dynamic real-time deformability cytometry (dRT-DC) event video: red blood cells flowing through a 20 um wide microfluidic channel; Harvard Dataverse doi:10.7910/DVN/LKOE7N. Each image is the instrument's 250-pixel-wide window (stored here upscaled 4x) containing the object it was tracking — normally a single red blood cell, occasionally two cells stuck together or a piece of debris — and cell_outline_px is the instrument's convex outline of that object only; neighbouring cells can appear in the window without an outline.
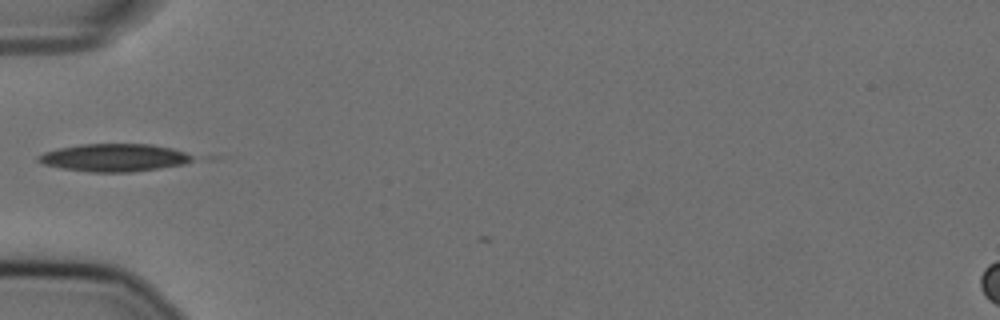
{"species": "Egyptian fruit bat (a non-hibernating species)", "species_latin": "Rousettus aegyptiacus", "temperature_condition": "cold", "stored_images_in_passage": 8, "camera_frame_rate_fps": 3000, "um_per_image_px": 0.085, "animal": {"sex": "female"}, "frame": {"image": 1, "passage_image": 5, "time_ms": 1.333, "image_size_px": [1000, 320], "cell_outline_px": [[192, 160], [184, 164], [132, 172], [88, 172], [60, 168], [44, 164], [36, 160], [36, 156], [44, 152], [60, 148], [80, 144], [152, 144], [172, 148], [184, 152], [192, 156]], "centroid_in_image_um": [9.66, 13.4], "position_along_channel_um": 75.3, "area_um2": 24.85}}